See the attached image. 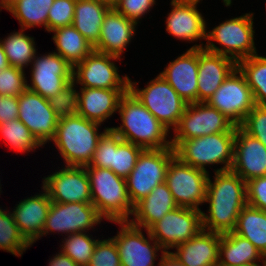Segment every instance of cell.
<instances>
[{"mask_svg": "<svg viewBox=\"0 0 266 266\" xmlns=\"http://www.w3.org/2000/svg\"><path fill=\"white\" fill-rule=\"evenodd\" d=\"M141 146L123 141L112 129H108L99 139L96 150L87 166L112 170L126 179L136 165Z\"/></svg>", "mask_w": 266, "mask_h": 266, "instance_id": "obj_17", "label": "cell"}, {"mask_svg": "<svg viewBox=\"0 0 266 266\" xmlns=\"http://www.w3.org/2000/svg\"><path fill=\"white\" fill-rule=\"evenodd\" d=\"M16 0H0V7L2 9H7L10 5H12Z\"/></svg>", "mask_w": 266, "mask_h": 266, "instance_id": "obj_50", "label": "cell"}, {"mask_svg": "<svg viewBox=\"0 0 266 266\" xmlns=\"http://www.w3.org/2000/svg\"><path fill=\"white\" fill-rule=\"evenodd\" d=\"M207 103L219 110L235 126H240L256 105L244 74L236 67Z\"/></svg>", "mask_w": 266, "mask_h": 266, "instance_id": "obj_11", "label": "cell"}, {"mask_svg": "<svg viewBox=\"0 0 266 266\" xmlns=\"http://www.w3.org/2000/svg\"><path fill=\"white\" fill-rule=\"evenodd\" d=\"M236 67L233 59L198 48V102H207Z\"/></svg>", "mask_w": 266, "mask_h": 266, "instance_id": "obj_24", "label": "cell"}, {"mask_svg": "<svg viewBox=\"0 0 266 266\" xmlns=\"http://www.w3.org/2000/svg\"><path fill=\"white\" fill-rule=\"evenodd\" d=\"M221 234L201 230L171 252L186 266H218Z\"/></svg>", "mask_w": 266, "mask_h": 266, "instance_id": "obj_27", "label": "cell"}, {"mask_svg": "<svg viewBox=\"0 0 266 266\" xmlns=\"http://www.w3.org/2000/svg\"><path fill=\"white\" fill-rule=\"evenodd\" d=\"M111 8L98 0H76L72 25L95 47L106 13Z\"/></svg>", "mask_w": 266, "mask_h": 266, "instance_id": "obj_30", "label": "cell"}, {"mask_svg": "<svg viewBox=\"0 0 266 266\" xmlns=\"http://www.w3.org/2000/svg\"><path fill=\"white\" fill-rule=\"evenodd\" d=\"M24 29L11 32L0 43L5 51L9 65L25 69L31 64L37 52L35 38L25 34Z\"/></svg>", "mask_w": 266, "mask_h": 266, "instance_id": "obj_33", "label": "cell"}, {"mask_svg": "<svg viewBox=\"0 0 266 266\" xmlns=\"http://www.w3.org/2000/svg\"><path fill=\"white\" fill-rule=\"evenodd\" d=\"M245 182L266 175V147L236 126L233 163L230 168Z\"/></svg>", "mask_w": 266, "mask_h": 266, "instance_id": "obj_21", "label": "cell"}, {"mask_svg": "<svg viewBox=\"0 0 266 266\" xmlns=\"http://www.w3.org/2000/svg\"><path fill=\"white\" fill-rule=\"evenodd\" d=\"M76 0H55L48 11L47 32L73 23Z\"/></svg>", "mask_w": 266, "mask_h": 266, "instance_id": "obj_41", "label": "cell"}, {"mask_svg": "<svg viewBox=\"0 0 266 266\" xmlns=\"http://www.w3.org/2000/svg\"><path fill=\"white\" fill-rule=\"evenodd\" d=\"M209 173L194 168L174 156L167 168L165 183L179 207L201 211L199 205L206 200Z\"/></svg>", "mask_w": 266, "mask_h": 266, "instance_id": "obj_9", "label": "cell"}, {"mask_svg": "<svg viewBox=\"0 0 266 266\" xmlns=\"http://www.w3.org/2000/svg\"><path fill=\"white\" fill-rule=\"evenodd\" d=\"M31 245L20 233L11 211L0 207V250L22 256Z\"/></svg>", "mask_w": 266, "mask_h": 266, "instance_id": "obj_37", "label": "cell"}, {"mask_svg": "<svg viewBox=\"0 0 266 266\" xmlns=\"http://www.w3.org/2000/svg\"><path fill=\"white\" fill-rule=\"evenodd\" d=\"M138 83L129 79V90L159 122L169 130H173L178 125L188 103L160 74L142 89L138 88Z\"/></svg>", "mask_w": 266, "mask_h": 266, "instance_id": "obj_7", "label": "cell"}, {"mask_svg": "<svg viewBox=\"0 0 266 266\" xmlns=\"http://www.w3.org/2000/svg\"><path fill=\"white\" fill-rule=\"evenodd\" d=\"M223 5H225L226 7L231 6L232 5V0H223Z\"/></svg>", "mask_w": 266, "mask_h": 266, "instance_id": "obj_52", "label": "cell"}, {"mask_svg": "<svg viewBox=\"0 0 266 266\" xmlns=\"http://www.w3.org/2000/svg\"><path fill=\"white\" fill-rule=\"evenodd\" d=\"M26 89L25 70L9 65L0 71V95L18 97Z\"/></svg>", "mask_w": 266, "mask_h": 266, "instance_id": "obj_40", "label": "cell"}, {"mask_svg": "<svg viewBox=\"0 0 266 266\" xmlns=\"http://www.w3.org/2000/svg\"><path fill=\"white\" fill-rule=\"evenodd\" d=\"M118 114L121 125L112 129L123 141L141 146L143 149L172 148L170 130L128 90L120 99Z\"/></svg>", "mask_w": 266, "mask_h": 266, "instance_id": "obj_2", "label": "cell"}, {"mask_svg": "<svg viewBox=\"0 0 266 266\" xmlns=\"http://www.w3.org/2000/svg\"><path fill=\"white\" fill-rule=\"evenodd\" d=\"M101 124L90 121L78 114L58 120L54 142L65 166L85 167L89 165L101 136Z\"/></svg>", "mask_w": 266, "mask_h": 266, "instance_id": "obj_3", "label": "cell"}, {"mask_svg": "<svg viewBox=\"0 0 266 266\" xmlns=\"http://www.w3.org/2000/svg\"><path fill=\"white\" fill-rule=\"evenodd\" d=\"M122 58L93 50L73 67V82L86 88L129 89L128 75H119L114 61Z\"/></svg>", "mask_w": 266, "mask_h": 266, "instance_id": "obj_12", "label": "cell"}, {"mask_svg": "<svg viewBox=\"0 0 266 266\" xmlns=\"http://www.w3.org/2000/svg\"><path fill=\"white\" fill-rule=\"evenodd\" d=\"M8 66H9V62H8L7 56H6L5 51H4V49L0 43V71L2 69H5Z\"/></svg>", "mask_w": 266, "mask_h": 266, "instance_id": "obj_49", "label": "cell"}, {"mask_svg": "<svg viewBox=\"0 0 266 266\" xmlns=\"http://www.w3.org/2000/svg\"><path fill=\"white\" fill-rule=\"evenodd\" d=\"M41 188L43 192L21 200L11 212L20 233L31 246L42 237L52 203L48 192L43 187Z\"/></svg>", "mask_w": 266, "mask_h": 266, "instance_id": "obj_23", "label": "cell"}, {"mask_svg": "<svg viewBox=\"0 0 266 266\" xmlns=\"http://www.w3.org/2000/svg\"><path fill=\"white\" fill-rule=\"evenodd\" d=\"M158 260H159V262H158L157 266H186L181 261H179L171 253V251L161 253V257H160V259L158 257Z\"/></svg>", "mask_w": 266, "mask_h": 266, "instance_id": "obj_48", "label": "cell"}, {"mask_svg": "<svg viewBox=\"0 0 266 266\" xmlns=\"http://www.w3.org/2000/svg\"><path fill=\"white\" fill-rule=\"evenodd\" d=\"M48 266H80L75 263L68 255H65L61 250L55 256L50 258Z\"/></svg>", "mask_w": 266, "mask_h": 266, "instance_id": "obj_47", "label": "cell"}, {"mask_svg": "<svg viewBox=\"0 0 266 266\" xmlns=\"http://www.w3.org/2000/svg\"><path fill=\"white\" fill-rule=\"evenodd\" d=\"M78 91V115L103 124L118 112L121 97L129 89H100L80 87Z\"/></svg>", "mask_w": 266, "mask_h": 266, "instance_id": "obj_26", "label": "cell"}, {"mask_svg": "<svg viewBox=\"0 0 266 266\" xmlns=\"http://www.w3.org/2000/svg\"><path fill=\"white\" fill-rule=\"evenodd\" d=\"M202 229L200 210L178 206L165 214L148 231L164 252H169L190 240Z\"/></svg>", "mask_w": 266, "mask_h": 266, "instance_id": "obj_13", "label": "cell"}, {"mask_svg": "<svg viewBox=\"0 0 266 266\" xmlns=\"http://www.w3.org/2000/svg\"><path fill=\"white\" fill-rule=\"evenodd\" d=\"M87 266H121L118 248L112 237L98 241Z\"/></svg>", "mask_w": 266, "mask_h": 266, "instance_id": "obj_42", "label": "cell"}, {"mask_svg": "<svg viewBox=\"0 0 266 266\" xmlns=\"http://www.w3.org/2000/svg\"><path fill=\"white\" fill-rule=\"evenodd\" d=\"M178 205L172 196L167 184L157 185L150 194L134 205L130 223L148 230L165 214L177 208Z\"/></svg>", "mask_w": 266, "mask_h": 266, "instance_id": "obj_28", "label": "cell"}, {"mask_svg": "<svg viewBox=\"0 0 266 266\" xmlns=\"http://www.w3.org/2000/svg\"><path fill=\"white\" fill-rule=\"evenodd\" d=\"M198 3V0H171L172 9L166 17V32L188 43L206 40V30L209 28L197 9Z\"/></svg>", "mask_w": 266, "mask_h": 266, "instance_id": "obj_20", "label": "cell"}, {"mask_svg": "<svg viewBox=\"0 0 266 266\" xmlns=\"http://www.w3.org/2000/svg\"><path fill=\"white\" fill-rule=\"evenodd\" d=\"M103 218L92 203H57L52 202L44 224L42 236L49 233L65 234L94 230Z\"/></svg>", "mask_w": 266, "mask_h": 266, "instance_id": "obj_14", "label": "cell"}, {"mask_svg": "<svg viewBox=\"0 0 266 266\" xmlns=\"http://www.w3.org/2000/svg\"><path fill=\"white\" fill-rule=\"evenodd\" d=\"M212 179L209 175L204 202L209 208L208 214L201 210L202 228L219 234L233 232L247 205L246 182L232 170L214 172Z\"/></svg>", "mask_w": 266, "mask_h": 266, "instance_id": "obj_1", "label": "cell"}, {"mask_svg": "<svg viewBox=\"0 0 266 266\" xmlns=\"http://www.w3.org/2000/svg\"><path fill=\"white\" fill-rule=\"evenodd\" d=\"M240 127L266 147V105H255Z\"/></svg>", "mask_w": 266, "mask_h": 266, "instance_id": "obj_43", "label": "cell"}, {"mask_svg": "<svg viewBox=\"0 0 266 266\" xmlns=\"http://www.w3.org/2000/svg\"><path fill=\"white\" fill-rule=\"evenodd\" d=\"M119 224L120 231L112 237L118 248L121 266H155L157 252L164 250L146 229L137 227L129 221L114 222Z\"/></svg>", "mask_w": 266, "mask_h": 266, "instance_id": "obj_16", "label": "cell"}, {"mask_svg": "<svg viewBox=\"0 0 266 266\" xmlns=\"http://www.w3.org/2000/svg\"><path fill=\"white\" fill-rule=\"evenodd\" d=\"M0 182H1V180H0ZM1 188H2V187H1V183H0V195H1V192H2V191H1Z\"/></svg>", "mask_w": 266, "mask_h": 266, "instance_id": "obj_54", "label": "cell"}, {"mask_svg": "<svg viewBox=\"0 0 266 266\" xmlns=\"http://www.w3.org/2000/svg\"><path fill=\"white\" fill-rule=\"evenodd\" d=\"M175 156L173 148L143 149L136 165L126 178L127 191L133 206L165 182L167 168Z\"/></svg>", "mask_w": 266, "mask_h": 266, "instance_id": "obj_8", "label": "cell"}, {"mask_svg": "<svg viewBox=\"0 0 266 266\" xmlns=\"http://www.w3.org/2000/svg\"><path fill=\"white\" fill-rule=\"evenodd\" d=\"M39 55L31 62L27 89L48 100L73 81V67L55 51Z\"/></svg>", "mask_w": 266, "mask_h": 266, "instance_id": "obj_15", "label": "cell"}, {"mask_svg": "<svg viewBox=\"0 0 266 266\" xmlns=\"http://www.w3.org/2000/svg\"><path fill=\"white\" fill-rule=\"evenodd\" d=\"M264 262V256L249 240L234 232L221 234L218 266H257Z\"/></svg>", "mask_w": 266, "mask_h": 266, "instance_id": "obj_29", "label": "cell"}, {"mask_svg": "<svg viewBox=\"0 0 266 266\" xmlns=\"http://www.w3.org/2000/svg\"><path fill=\"white\" fill-rule=\"evenodd\" d=\"M55 0H16L6 10L18 20L21 29L43 26L47 31L48 11Z\"/></svg>", "mask_w": 266, "mask_h": 266, "instance_id": "obj_34", "label": "cell"}, {"mask_svg": "<svg viewBox=\"0 0 266 266\" xmlns=\"http://www.w3.org/2000/svg\"><path fill=\"white\" fill-rule=\"evenodd\" d=\"M171 141H184L223 132H236V126L207 102L187 104Z\"/></svg>", "mask_w": 266, "mask_h": 266, "instance_id": "obj_10", "label": "cell"}, {"mask_svg": "<svg viewBox=\"0 0 266 266\" xmlns=\"http://www.w3.org/2000/svg\"><path fill=\"white\" fill-rule=\"evenodd\" d=\"M42 187L57 203H92L85 167L64 166L43 178Z\"/></svg>", "mask_w": 266, "mask_h": 266, "instance_id": "obj_18", "label": "cell"}, {"mask_svg": "<svg viewBox=\"0 0 266 266\" xmlns=\"http://www.w3.org/2000/svg\"><path fill=\"white\" fill-rule=\"evenodd\" d=\"M159 74L188 104L198 102V49H188Z\"/></svg>", "mask_w": 266, "mask_h": 266, "instance_id": "obj_22", "label": "cell"}, {"mask_svg": "<svg viewBox=\"0 0 266 266\" xmlns=\"http://www.w3.org/2000/svg\"><path fill=\"white\" fill-rule=\"evenodd\" d=\"M99 240L87 232L74 233L62 239L59 250L80 266H87Z\"/></svg>", "mask_w": 266, "mask_h": 266, "instance_id": "obj_38", "label": "cell"}, {"mask_svg": "<svg viewBox=\"0 0 266 266\" xmlns=\"http://www.w3.org/2000/svg\"><path fill=\"white\" fill-rule=\"evenodd\" d=\"M236 132H223L184 141H172L175 156L185 164L208 172L206 167L222 165L214 172L230 170Z\"/></svg>", "mask_w": 266, "mask_h": 266, "instance_id": "obj_6", "label": "cell"}, {"mask_svg": "<svg viewBox=\"0 0 266 266\" xmlns=\"http://www.w3.org/2000/svg\"><path fill=\"white\" fill-rule=\"evenodd\" d=\"M247 204L266 211V175L246 182Z\"/></svg>", "mask_w": 266, "mask_h": 266, "instance_id": "obj_45", "label": "cell"}, {"mask_svg": "<svg viewBox=\"0 0 266 266\" xmlns=\"http://www.w3.org/2000/svg\"><path fill=\"white\" fill-rule=\"evenodd\" d=\"M18 97L0 95V124L18 119Z\"/></svg>", "mask_w": 266, "mask_h": 266, "instance_id": "obj_46", "label": "cell"}, {"mask_svg": "<svg viewBox=\"0 0 266 266\" xmlns=\"http://www.w3.org/2000/svg\"><path fill=\"white\" fill-rule=\"evenodd\" d=\"M155 2L156 0H119L114 9L138 24L141 23L140 19L153 9Z\"/></svg>", "mask_w": 266, "mask_h": 266, "instance_id": "obj_44", "label": "cell"}, {"mask_svg": "<svg viewBox=\"0 0 266 266\" xmlns=\"http://www.w3.org/2000/svg\"><path fill=\"white\" fill-rule=\"evenodd\" d=\"M254 13H245L238 17L226 19L212 30H206L205 45L195 44L189 49L205 48L222 56L233 59L236 63L258 54L254 41ZM219 43V48L216 43Z\"/></svg>", "mask_w": 266, "mask_h": 266, "instance_id": "obj_5", "label": "cell"}, {"mask_svg": "<svg viewBox=\"0 0 266 266\" xmlns=\"http://www.w3.org/2000/svg\"><path fill=\"white\" fill-rule=\"evenodd\" d=\"M237 67L252 90L256 105H266V56L252 55L240 60Z\"/></svg>", "mask_w": 266, "mask_h": 266, "instance_id": "obj_35", "label": "cell"}, {"mask_svg": "<svg viewBox=\"0 0 266 266\" xmlns=\"http://www.w3.org/2000/svg\"><path fill=\"white\" fill-rule=\"evenodd\" d=\"M0 136L5 144L17 153L34 152L44 147L19 119H12L0 124Z\"/></svg>", "mask_w": 266, "mask_h": 266, "instance_id": "obj_36", "label": "cell"}, {"mask_svg": "<svg viewBox=\"0 0 266 266\" xmlns=\"http://www.w3.org/2000/svg\"><path fill=\"white\" fill-rule=\"evenodd\" d=\"M76 87L78 86L71 81L60 92L48 99L58 120L78 113V90Z\"/></svg>", "mask_w": 266, "mask_h": 266, "instance_id": "obj_39", "label": "cell"}, {"mask_svg": "<svg viewBox=\"0 0 266 266\" xmlns=\"http://www.w3.org/2000/svg\"><path fill=\"white\" fill-rule=\"evenodd\" d=\"M18 119L45 146L55 136L58 119L46 98L26 89L18 96Z\"/></svg>", "mask_w": 266, "mask_h": 266, "instance_id": "obj_19", "label": "cell"}, {"mask_svg": "<svg viewBox=\"0 0 266 266\" xmlns=\"http://www.w3.org/2000/svg\"><path fill=\"white\" fill-rule=\"evenodd\" d=\"M249 240L266 259V211L246 205L233 231Z\"/></svg>", "mask_w": 266, "mask_h": 266, "instance_id": "obj_32", "label": "cell"}, {"mask_svg": "<svg viewBox=\"0 0 266 266\" xmlns=\"http://www.w3.org/2000/svg\"><path fill=\"white\" fill-rule=\"evenodd\" d=\"M136 26L135 22L111 8L104 17L99 42L94 50L121 58L136 35Z\"/></svg>", "mask_w": 266, "mask_h": 266, "instance_id": "obj_25", "label": "cell"}, {"mask_svg": "<svg viewBox=\"0 0 266 266\" xmlns=\"http://www.w3.org/2000/svg\"><path fill=\"white\" fill-rule=\"evenodd\" d=\"M51 32L57 50L55 53L72 67L83 61L94 50V47L73 25L56 28Z\"/></svg>", "mask_w": 266, "mask_h": 266, "instance_id": "obj_31", "label": "cell"}, {"mask_svg": "<svg viewBox=\"0 0 266 266\" xmlns=\"http://www.w3.org/2000/svg\"><path fill=\"white\" fill-rule=\"evenodd\" d=\"M89 177L92 204L108 222L129 221L134 206L130 201L126 179L112 170L85 166Z\"/></svg>", "mask_w": 266, "mask_h": 266, "instance_id": "obj_4", "label": "cell"}, {"mask_svg": "<svg viewBox=\"0 0 266 266\" xmlns=\"http://www.w3.org/2000/svg\"><path fill=\"white\" fill-rule=\"evenodd\" d=\"M257 266H266V262H264V264H262V265H257Z\"/></svg>", "mask_w": 266, "mask_h": 266, "instance_id": "obj_53", "label": "cell"}, {"mask_svg": "<svg viewBox=\"0 0 266 266\" xmlns=\"http://www.w3.org/2000/svg\"><path fill=\"white\" fill-rule=\"evenodd\" d=\"M98 1L106 4L110 8H114V6L118 3L119 0H98Z\"/></svg>", "mask_w": 266, "mask_h": 266, "instance_id": "obj_51", "label": "cell"}]
</instances>
